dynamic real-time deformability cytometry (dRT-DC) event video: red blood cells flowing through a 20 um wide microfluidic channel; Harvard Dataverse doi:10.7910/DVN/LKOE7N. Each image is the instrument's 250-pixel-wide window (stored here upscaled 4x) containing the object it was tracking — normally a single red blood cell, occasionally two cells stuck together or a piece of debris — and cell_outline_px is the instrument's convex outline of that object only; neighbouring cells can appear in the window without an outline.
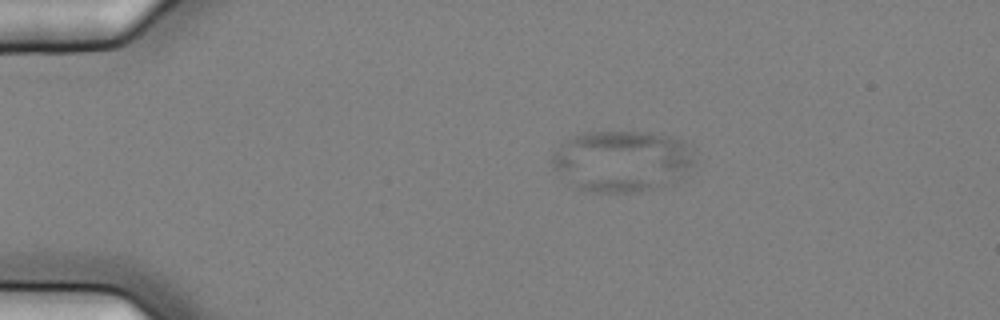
{"species": "common noctule bat (a hibernating species)", "species_latin": "Nyctalus noctula", "temperature_condition": "cold", "stored_images_in_passage": 4, "camera_frame_rate_fps": 3000, "um_per_image_px": 0.085, "animal": {"sex": "female", "body_mass_g": 25.1}, "frame": {"image": 1, "passage_image": 1, "time_ms": 0.0, "image_size_px": [1000, 320], "cell_outline_px": [[692, 164], [684, 176], [676, 184], [640, 192], [592, 192], [576, 188], [552, 168], [548, 160], [552, 152], [560, 144], [572, 136], [584, 132], [648, 132], [672, 136], [684, 140], [692, 160]], "centroid_in_image_um": [52.82, 13.7], "position_along_channel_um": 32.2, "area_um2": 51.56}}
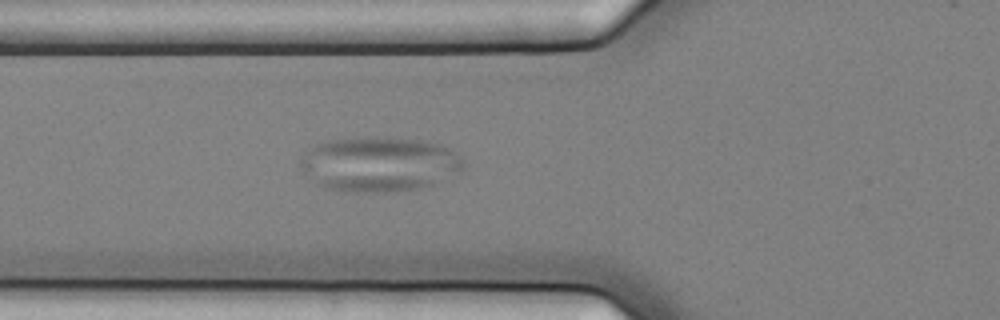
{"frame": {"image": 2, "passage_image": 4, "time_ms": 1.0, "image_size_px": [1000, 320], "cell_outline_px": [[464, 168], [460, 172], [432, 184], [420, 188], [396, 192], [356, 192], [328, 188], [316, 184], [300, 168], [300, 160], [316, 144], [328, 140], [356, 136], [368, 136], [420, 140], [440, 144], [448, 148], [460, 156], [464, 160]], "centroid_in_image_um": [32.24, 13.94], "position_along_channel_um": 93.6, "area_um2": 52.25}}